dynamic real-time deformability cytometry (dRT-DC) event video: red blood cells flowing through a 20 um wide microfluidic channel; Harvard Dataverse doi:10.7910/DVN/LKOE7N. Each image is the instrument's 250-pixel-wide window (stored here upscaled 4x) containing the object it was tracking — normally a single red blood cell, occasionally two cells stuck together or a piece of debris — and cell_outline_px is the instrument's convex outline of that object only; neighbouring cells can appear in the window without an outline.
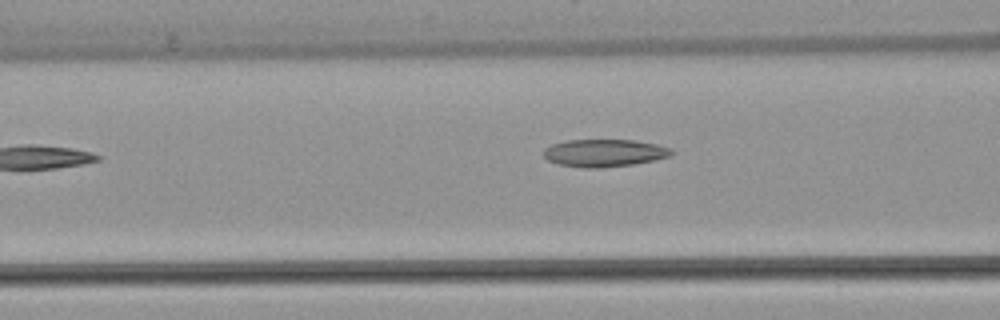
{"species": "common noctule bat (a hibernating species)", "species_latin": "Nyctalus noctula", "temperature_condition": "warm", "stored_images_in_passage": 7, "camera_frame_rate_fps": 3000, "um_per_image_px": 0.085, "animal": {"sex": "female", "body_mass_g": 22.7, "forearm_length_mm": 54.2}, "frame": {"image": 1, "passage_image": 4, "time_ms": 4.333, "image_size_px": [1000, 320], "cell_outline_px": [[676, 152], [672, 156], [632, 164], [600, 168], [584, 168], [556, 164], [548, 160], [544, 156], [544, 148], [552, 144], [568, 140], [636, 140], [656, 144], [672, 148]], "centroid_in_image_um": [51.38, 13.0], "position_along_channel_um": 115.2, "area_um2": 20.63}}